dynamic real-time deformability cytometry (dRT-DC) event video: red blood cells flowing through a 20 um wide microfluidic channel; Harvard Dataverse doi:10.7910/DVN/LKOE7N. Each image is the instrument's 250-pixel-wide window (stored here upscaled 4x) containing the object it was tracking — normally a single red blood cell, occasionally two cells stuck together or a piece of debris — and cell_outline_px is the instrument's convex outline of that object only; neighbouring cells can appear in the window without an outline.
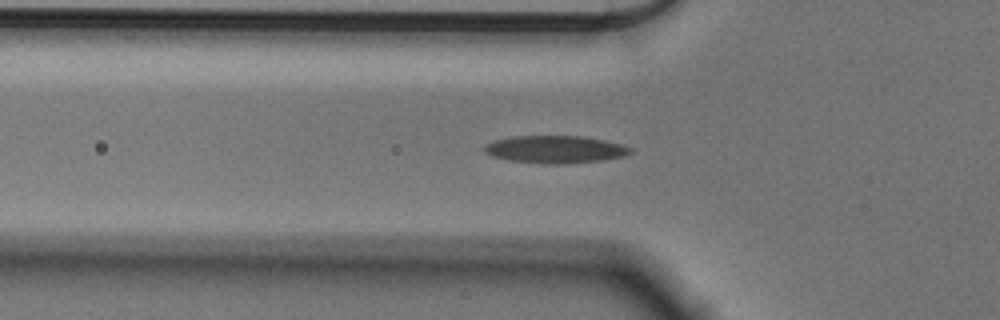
{"species": "Egyptian fruit bat (a non-hibernating species)", "species_latin": "Rousettus aegyptiacus", "temperature_condition": "cold", "stored_images_in_passage": 56, "camera_frame_rate_fps": 3000, "um_per_image_px": 0.085, "animal": {"sex": "male"}, "frame": {"image": 1, "passage_image": 18, "time_ms": 5.667, "image_size_px": [1000, 320], "cell_outline_px": [[632, 152], [624, 156], [604, 160], [564, 164], [548, 164], [508, 160], [492, 156], [484, 152], [484, 148], [488, 144], [496, 140], [512, 136], [580, 136], [604, 140], [624, 144], [632, 148]], "centroid_in_image_um": [47.24, 12.7], "position_along_channel_um": 78.6, "area_um2": 23.41}}
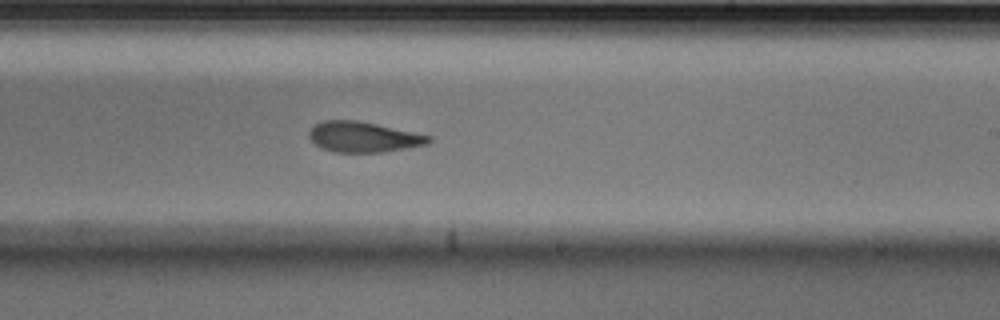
{"frame": {"image": 2, "passage_image": 33, "time_ms": 10.667, "image_size_px": [1000, 320], "cell_outline_px": [[432, 140], [428, 144], [408, 148], [380, 152], [336, 152], [320, 148], [308, 136], [308, 132], [316, 124], [324, 120], [356, 120], [376, 124], [432, 136]], "centroid_in_image_um": [30.89, 11.64], "position_along_channel_um": 258.1, "area_um2": 21.1}}
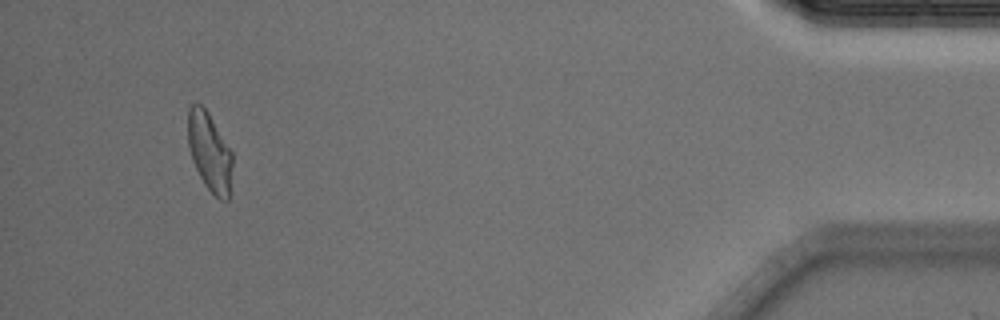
{"frame": {"image": 3, "passage_image": 52, "time_ms": 17.0, "image_size_px": [1000, 320], "cell_outline_px": [[232, 164], [228, 200], [220, 200], [204, 184], [192, 160], [188, 144], [188, 108], [196, 100], [208, 112], [232, 152]], "centroid_in_image_um": [17.8, 12.88], "position_along_channel_um": 417.4, "area_um2": 20.23}, "authors_computed_cell_mechanics": {"area_um2": 21.8484, "velocity_mm_per_s": 3.5667, "shape_relaxation_time_tau1_ms": 7.2931, "shape_relaxation_time_tau2_ms": 3.5652, "deformation_change_tau1": 0.1823, "deformation_change_tau2": 0.1168}}